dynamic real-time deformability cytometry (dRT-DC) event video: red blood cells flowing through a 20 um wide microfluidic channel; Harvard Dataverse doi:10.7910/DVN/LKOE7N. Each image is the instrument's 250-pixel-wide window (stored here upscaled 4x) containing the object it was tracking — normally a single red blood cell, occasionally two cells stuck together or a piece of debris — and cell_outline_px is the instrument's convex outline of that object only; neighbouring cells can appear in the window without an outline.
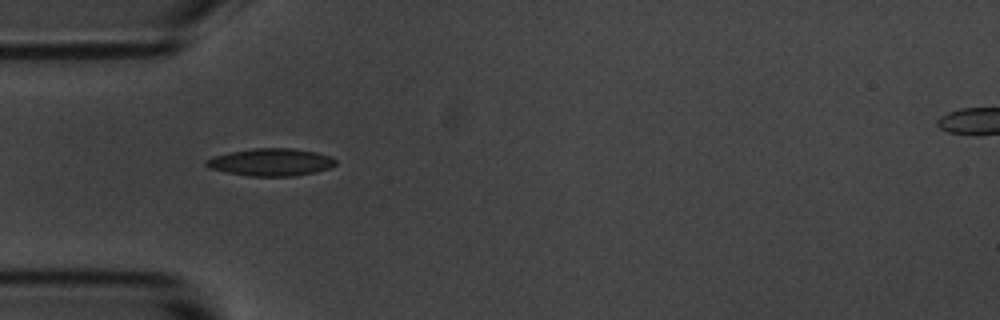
{"species": "common noctule bat (a hibernating species)", "species_latin": "Nyctalus noctula", "temperature_condition": "room temperature", "stored_images_in_passage": 2, "camera_frame_rate_fps": 3000, "um_per_image_px": 0.085, "animal": {"sex": "male", "body_mass_g": 20.1, "forearm_length_mm": 53.5}, "frame": {"image": 1, "passage_image": 2, "time_ms": 1.333, "image_size_px": [1000, 320], "cell_outline_px": [[336, 164], [328, 168], [316, 172], [292, 176], [248, 176], [208, 168], [204, 164], [204, 160], [212, 156], [228, 152], [256, 148], [292, 148], [316, 152], [332, 156], [336, 160]], "centroid_in_image_um": [23.0, 13.78], "position_along_channel_um": 62.0, "area_um2": 20.81}}